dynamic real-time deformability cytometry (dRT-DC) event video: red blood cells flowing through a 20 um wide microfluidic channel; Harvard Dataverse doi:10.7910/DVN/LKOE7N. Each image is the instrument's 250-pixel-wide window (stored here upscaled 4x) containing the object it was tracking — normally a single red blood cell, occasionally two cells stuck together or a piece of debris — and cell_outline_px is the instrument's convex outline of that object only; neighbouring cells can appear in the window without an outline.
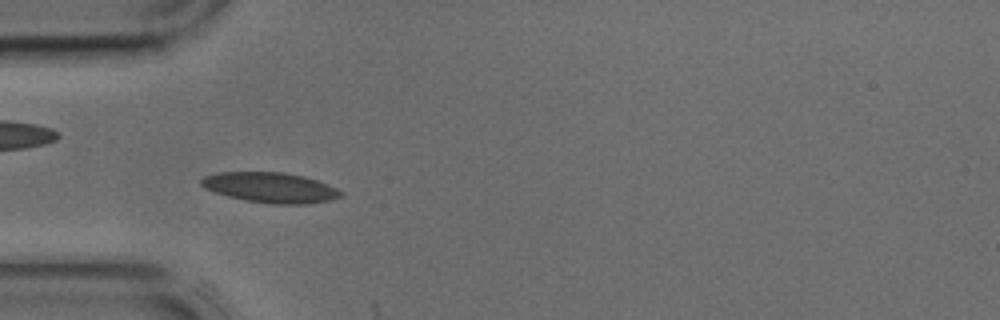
{"species": "common noctule bat (a hibernating species)", "species_latin": "Nyctalus noctula", "temperature_condition": "cold", "stored_images_in_passage": 13, "camera_frame_rate_fps": 3000, "um_per_image_px": 0.085, "animal": {"sex": "male", "body_mass_g": 17.9, "forearm_length_mm": 54.2}, "frame": {"image": 1, "passage_image": 12, "time_ms": 3.667, "image_size_px": [1000, 320], "cell_outline_px": [[344, 196], [328, 200], [308, 204], [268, 204], [244, 200], [228, 196], [204, 188], [200, 184], [200, 180], [204, 176], [220, 172], [284, 172], [304, 176], [316, 180], [336, 188], [344, 192]], "centroid_in_image_um": [22.99, 15.94], "position_along_channel_um": 62.0, "area_um2": 24.68}}